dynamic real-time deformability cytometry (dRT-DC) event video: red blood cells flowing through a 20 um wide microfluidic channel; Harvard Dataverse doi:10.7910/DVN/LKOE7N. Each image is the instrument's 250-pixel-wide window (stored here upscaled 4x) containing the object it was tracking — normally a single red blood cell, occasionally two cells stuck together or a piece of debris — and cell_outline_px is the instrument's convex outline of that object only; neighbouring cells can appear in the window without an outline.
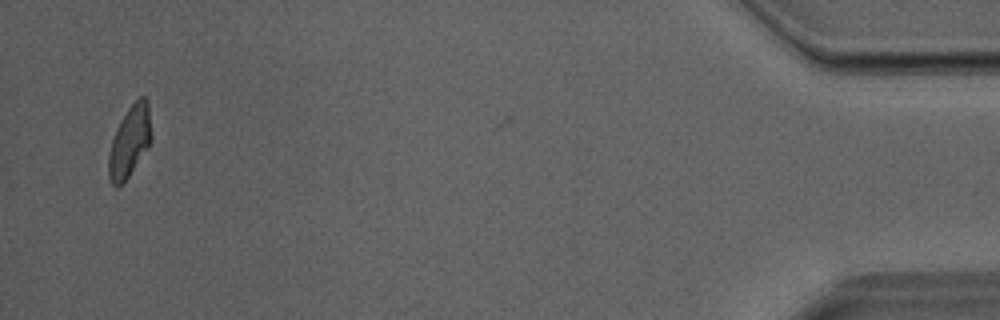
{"species": "Egyptian fruit bat (a non-hibernating species)", "species_latin": "Rousettus aegyptiacus", "temperature_condition": "room temperature", "stored_images_in_passage": 38, "camera_frame_rate_fps": 3000, "um_per_image_px": 0.085, "animal": {"sex": "male"}, "frame": {"image": 1, "passage_image": 38, "time_ms": 12.333, "image_size_px": [1000, 320], "cell_outline_px": [[152, 140], [148, 148], [128, 176], [120, 184], [112, 184], [108, 176], [108, 156], [112, 140], [116, 128], [120, 120], [128, 108], [140, 96], [144, 96], [148, 100], [152, 132]], "centroid_in_image_um": [11.04, 11.97], "position_along_channel_um": 424.2, "area_um2": 17.69}}